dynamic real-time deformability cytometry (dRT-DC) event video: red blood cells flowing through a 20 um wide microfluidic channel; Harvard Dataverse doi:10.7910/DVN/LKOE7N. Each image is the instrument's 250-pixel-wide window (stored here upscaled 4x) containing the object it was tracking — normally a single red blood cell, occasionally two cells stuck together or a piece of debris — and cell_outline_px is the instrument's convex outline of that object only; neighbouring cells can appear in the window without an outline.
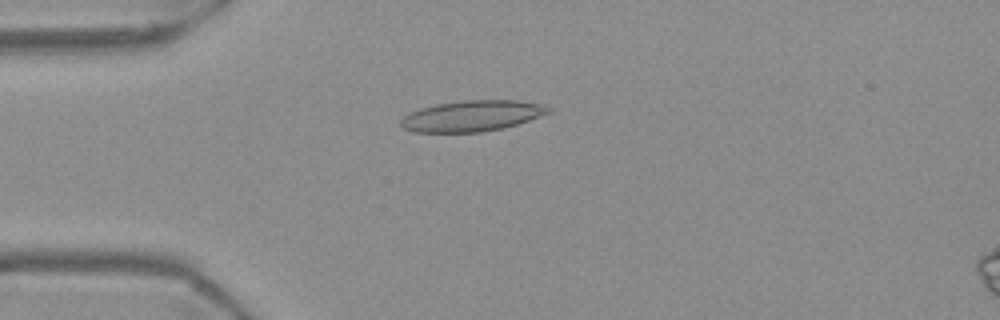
{"species": "Egyptian fruit bat (a non-hibernating species)", "species_latin": "Rousettus aegyptiacus", "temperature_condition": "warm", "stored_images_in_passage": 54, "camera_frame_rate_fps": 3000, "um_per_image_px": 0.085, "frame": {"image": 1, "passage_image": 14, "time_ms": 4.333, "image_size_px": [1000, 320], "cell_outline_px": [[552, 112], [504, 128], [480, 132], [412, 132], [404, 128], [400, 124], [400, 120], [408, 112], [420, 108], [436, 104], [464, 100], [520, 100], [544, 104], [552, 108]], "centroid_in_image_um": [40.13, 9.84], "position_along_channel_um": 44.9, "area_um2": 26.76}}
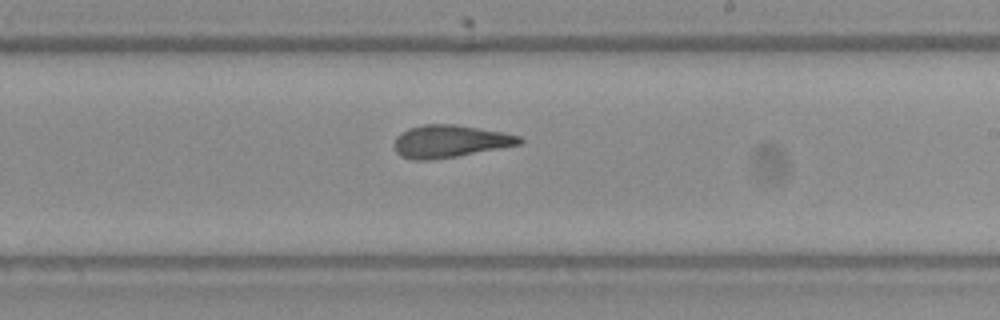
{"frame": {"image": 2, "passage_image": 32, "time_ms": 10.333, "image_size_px": [1000, 320], "cell_outline_px": [[524, 140], [520, 144], [500, 148], [456, 156], [432, 160], [412, 160], [400, 156], [396, 152], [392, 144], [396, 136], [400, 132], [408, 128], [424, 124], [456, 124], [504, 132], [520, 136]], "centroid_in_image_um": [38.19, 12.0], "position_along_channel_um": 250.8, "area_um2": 23.93}}
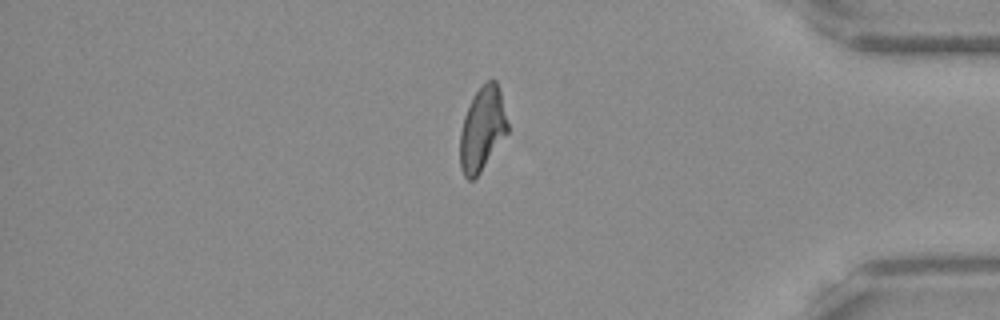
{"frame": {"image": 3, "passage_image": 46, "time_ms": 15.0, "image_size_px": [1000, 320], "cell_outline_px": [[508, 132], [480, 172], [472, 180], [468, 180], [464, 176], [460, 168], [460, 132], [464, 116], [472, 96], [492, 76], [496, 80], [500, 92], [508, 124]], "centroid_in_image_um": [40.98, 10.96], "position_along_channel_um": 394.2, "area_um2": 23.12}, "authors_computed_cell_mechanics": {"area_um2": 24.276, "velocity_mm_per_s": 3.7142, "shape_relaxation_time_tau1_ms": null, "shape_relaxation_time_tau2_ms": 2.0912, "deformation_change_tau1": null, "deformation_change_tau2": 0.1134}}